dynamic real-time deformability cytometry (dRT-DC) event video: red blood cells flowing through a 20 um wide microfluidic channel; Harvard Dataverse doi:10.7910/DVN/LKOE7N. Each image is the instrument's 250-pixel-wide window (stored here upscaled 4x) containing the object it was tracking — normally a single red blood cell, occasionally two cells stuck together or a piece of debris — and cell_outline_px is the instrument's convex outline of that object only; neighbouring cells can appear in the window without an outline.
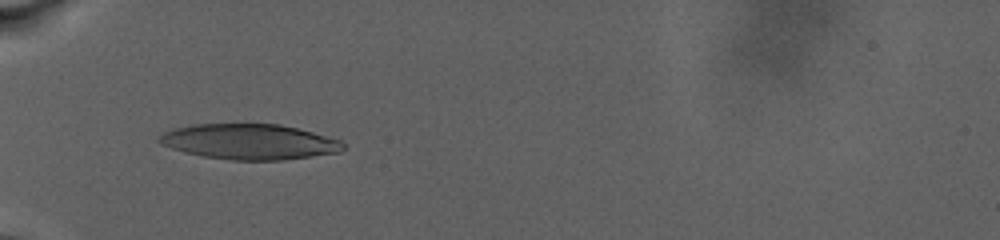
{"species": "human", "species_latin": "Homo sapiens", "temperature_condition": "warm", "stored_images_in_passage": 45, "camera_frame_rate_fps": 3000, "um_per_image_px": 0.085, "donor": {"sex": "male"}, "frame": {"image": 1, "passage_image": 1, "time_ms": 0.0, "image_size_px": [1000, 240], "cell_outline_px": [[344, 148], [340, 152], [284, 160], [232, 160], [204, 156], [184, 152], [160, 144], [156, 140], [156, 136], [172, 128], [196, 124], [280, 124], [312, 132], [340, 140], [344, 144]], "centroid_in_image_um": [21.15, 12.04], "position_along_channel_um": 63.8, "area_um2": 37.97}}
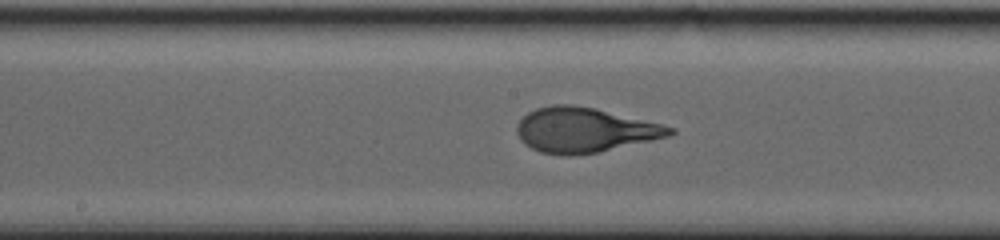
{"frame": {"image": 2, "passage_image": 18, "time_ms": 5.667, "image_size_px": [1000, 240], "cell_outline_px": [[676, 132], [668, 136], [652, 140], [600, 152], [572, 156], [560, 156], [540, 152], [524, 144], [520, 140], [516, 132], [516, 124], [528, 112], [536, 108], [552, 104], [572, 104], [596, 108], [676, 128]], "centroid_in_image_um": [49.64, 11.06], "position_along_channel_um": 198.6, "area_um2": 40.17}}
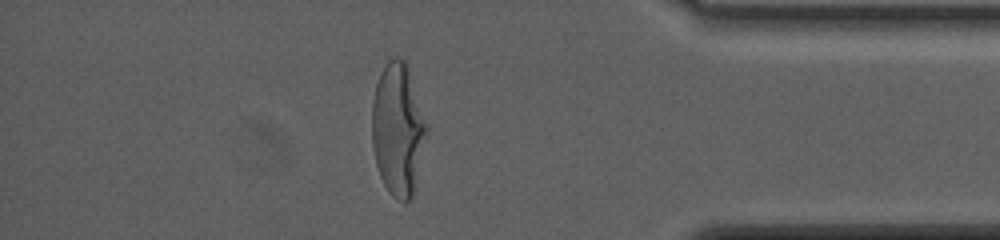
{"frame": {"image": 3, "passage_image": 38, "time_ms": 14.333, "image_size_px": [1000, 240], "cell_outline_px": [[428, 136], [412, 200], [400, 200], [392, 196], [388, 192], [380, 176], [376, 164], [372, 144], [372, 104], [376, 84], [388, 60], [396, 56], [400, 56], [408, 64], [428, 124]], "centroid_in_image_um": [33.86, 11.0], "position_along_channel_um": 401.3, "area_um2": 42.83}, "authors_computed_cell_mechanics": {"area_um2": 39.1306, "velocity_mm_per_s": 2.5809, "shape_relaxation_time_tau1_ms": 6.6665, "shape_relaxation_time_tau2_ms": null, "deformation_change_tau1": 0.2684, "deformation_change_tau2": null}}